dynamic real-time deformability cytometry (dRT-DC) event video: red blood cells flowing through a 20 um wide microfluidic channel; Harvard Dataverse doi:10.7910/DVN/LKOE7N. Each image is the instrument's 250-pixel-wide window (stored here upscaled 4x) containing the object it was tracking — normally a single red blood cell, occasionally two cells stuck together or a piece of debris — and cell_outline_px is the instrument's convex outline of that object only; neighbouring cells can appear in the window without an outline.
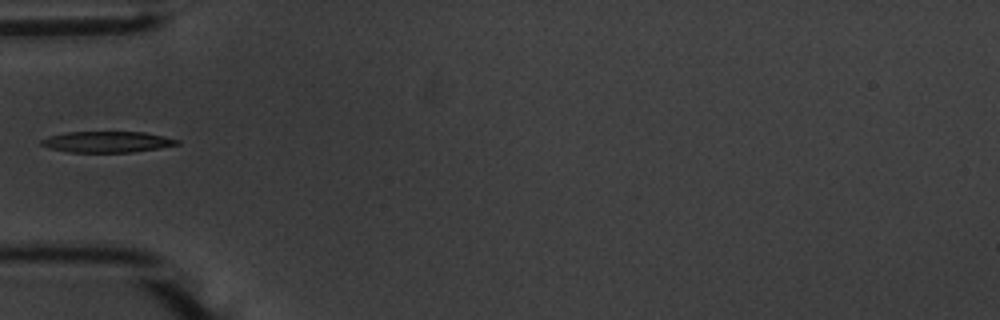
{"species": "common noctule bat (a hibernating species)", "species_latin": "Nyctalus noctula", "temperature_condition": "warm", "stored_images_in_passage": 37, "camera_frame_rate_fps": 3000, "um_per_image_px": 0.085, "animal": {"sex": "male", "body_mass_g": 20.1, "forearm_length_mm": 53.5}, "frame": {"image": 1, "passage_image": 1, "time_ms": 0.0, "image_size_px": [1000, 320], "cell_outline_px": [[180, 144], [160, 148], [132, 152], [68, 152], [48, 148], [40, 144], [40, 140], [48, 136], [64, 132], [144, 132], [164, 136], [180, 140]], "centroid_in_image_um": [9.09, 12.06], "position_along_channel_um": 75.9, "area_um2": 16.76}}
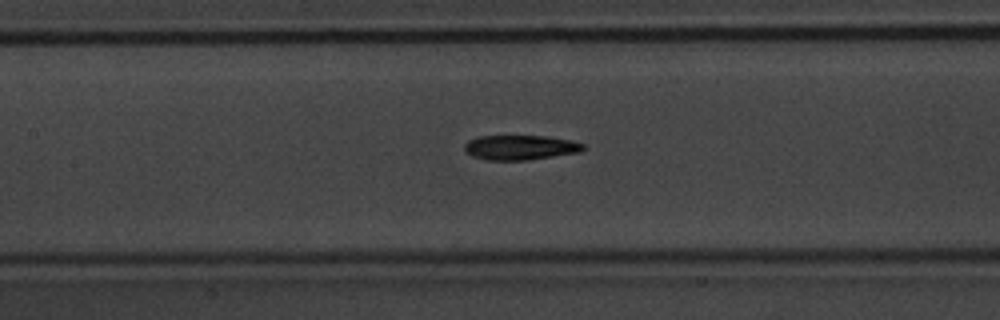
{"frame": {"image": 2, "passage_image": 8, "time_ms": 2.333, "image_size_px": [1000, 320], "cell_outline_px": [[584, 148], [580, 152], [528, 160], [488, 160], [472, 156], [464, 152], [464, 144], [468, 140], [476, 136], [548, 136], [568, 140], [584, 144]], "centroid_in_image_um": [44.16, 12.53], "position_along_channel_um": 163.2, "area_um2": 17.17}}
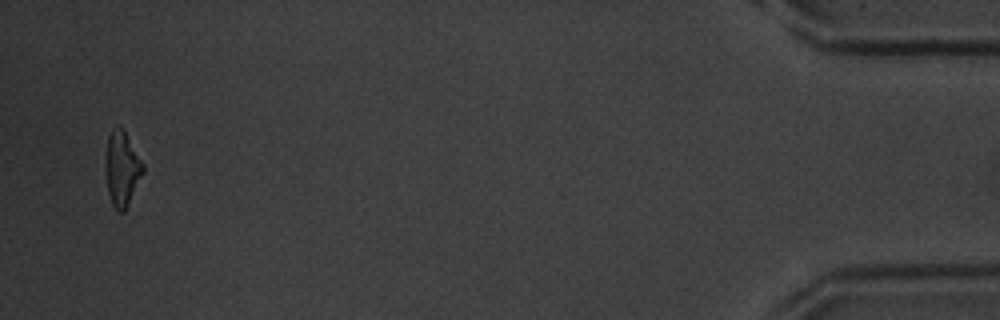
{"frame": {"image": 3, "passage_image": 36, "time_ms": 11.667, "image_size_px": [1000, 320], "cell_outline_px": [[144, 172], [124, 212], [120, 212], [112, 204], [108, 192], [104, 164], [108, 136], [112, 128], [116, 124], [124, 132], [144, 164]], "centroid_in_image_um": [10.35, 14.33], "position_along_channel_um": 424.9, "area_um2": 16.18}}